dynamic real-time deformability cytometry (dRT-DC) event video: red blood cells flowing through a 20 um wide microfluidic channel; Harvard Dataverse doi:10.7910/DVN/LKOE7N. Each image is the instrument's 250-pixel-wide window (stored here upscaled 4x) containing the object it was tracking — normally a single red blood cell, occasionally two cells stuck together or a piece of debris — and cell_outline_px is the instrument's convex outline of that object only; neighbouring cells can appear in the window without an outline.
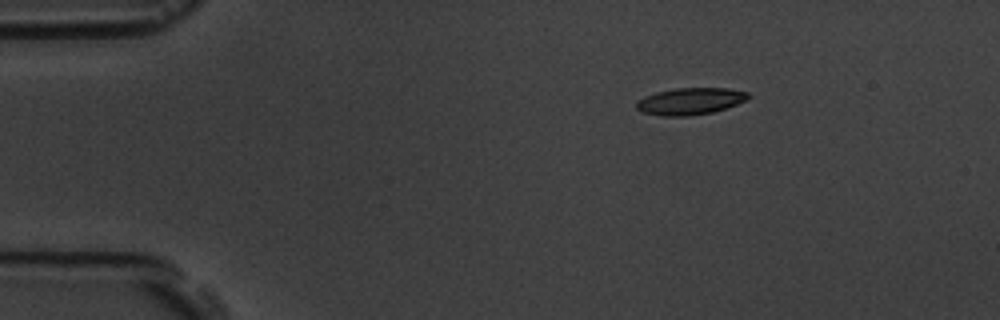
{"species": "common noctule bat (a hibernating species)", "species_latin": "Nyctalus noctula", "temperature_condition": "room temperature", "stored_images_in_passage": 3, "camera_frame_rate_fps": 3000, "um_per_image_px": 0.085, "animal": {"sex": "male", "body_mass_g": 19.5, "forearm_length_mm": 54.6}, "frame": {"image": 1, "passage_image": 1, "time_ms": 0.0, "image_size_px": [1000, 320], "cell_outline_px": [[752, 96], [748, 100], [712, 112], [688, 116], [664, 116], [640, 112], [636, 108], [636, 100], [644, 96], [656, 92], [676, 88], [728, 88], [748, 92]], "centroid_in_image_um": [58.65, 8.6], "position_along_channel_um": 26.3, "area_um2": 17.63}}